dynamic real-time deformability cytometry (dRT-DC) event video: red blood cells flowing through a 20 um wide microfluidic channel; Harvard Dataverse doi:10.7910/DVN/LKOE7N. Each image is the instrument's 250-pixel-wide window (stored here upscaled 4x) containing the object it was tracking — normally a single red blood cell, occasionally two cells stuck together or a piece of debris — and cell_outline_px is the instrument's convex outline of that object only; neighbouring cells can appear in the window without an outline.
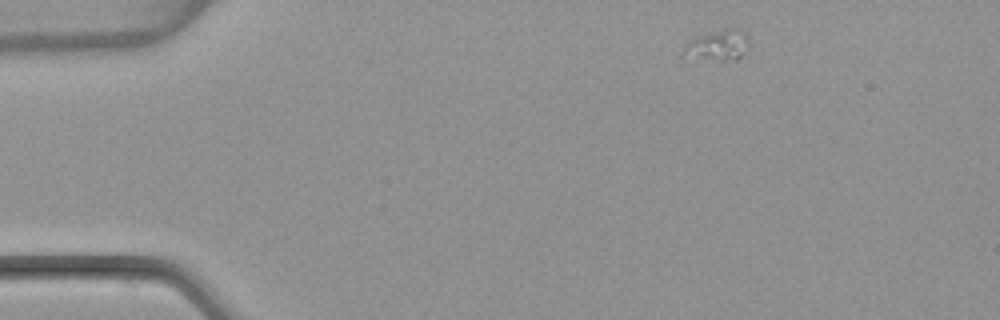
{"species": "common noctule bat (a hibernating species)", "species_latin": "Nyctalus noctula", "temperature_condition": "warm", "stored_images_in_passage": 8, "camera_frame_rate_fps": 3000, "um_per_image_px": 0.085, "animal": {"sex": "female", "body_mass_g": 22.7, "forearm_length_mm": 54.2}, "frame": {"image": 1, "passage_image": 1, "time_ms": 0.0, "image_size_px": [1000, 320], "cell_outline_px": [[748, 40], [740, 56], [736, 60], [724, 60], [680, 56], [680, 52], [688, 40], [700, 36], [728, 28], [736, 28]], "centroid_in_image_um": [60.9, 3.87], "position_along_channel_um": 24.1, "area_um2": 11.1}}